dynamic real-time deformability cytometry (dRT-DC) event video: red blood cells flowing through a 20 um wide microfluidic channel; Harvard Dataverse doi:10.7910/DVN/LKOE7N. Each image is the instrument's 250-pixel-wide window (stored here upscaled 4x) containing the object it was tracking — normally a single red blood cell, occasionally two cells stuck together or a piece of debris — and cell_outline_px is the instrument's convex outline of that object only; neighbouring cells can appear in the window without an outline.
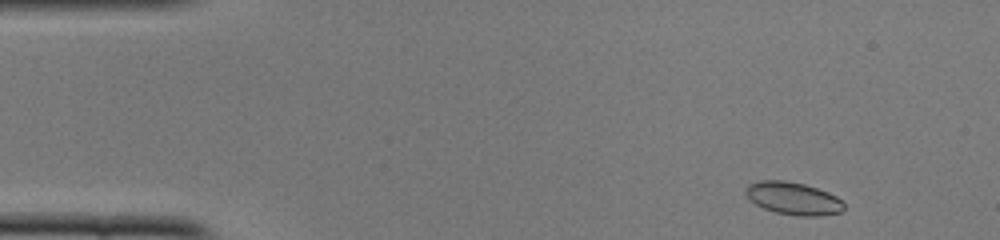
{"species": "common noctule bat (a hibernating species)", "species_latin": "Nyctalus noctula", "temperature_condition": "cold", "stored_images_in_passage": 48, "camera_frame_rate_fps": 3000, "um_per_image_px": 0.085, "animal": {"sex": "female", "body_mass_g": 22.0, "forearm_length_mm": 56.7}, "frame": {"image": 1, "passage_image": 2, "time_ms": 0.333, "image_size_px": [1000, 240], "cell_outline_px": [[844, 208], [840, 212], [820, 216], [796, 216], [776, 212], [764, 208], [756, 204], [744, 192], [748, 184], [760, 180], [784, 180], [804, 184], [828, 192], [836, 196], [844, 204]], "centroid_in_image_um": [67.42, 16.86], "position_along_channel_um": 17.6, "area_um2": 18.55}}
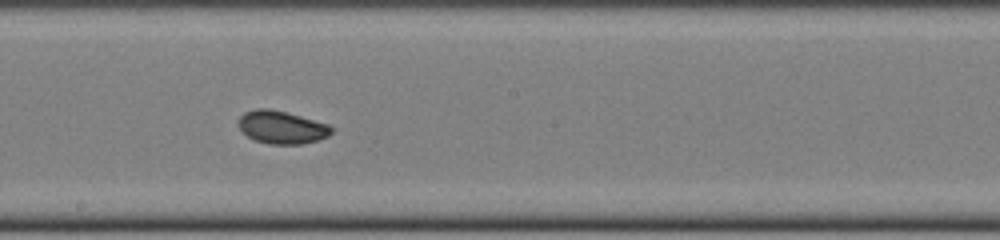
{"frame": {"image": 2, "passage_image": 25, "time_ms": 8.0, "image_size_px": [1000, 240], "cell_outline_px": [[332, 132], [328, 136], [320, 140], [300, 144], [268, 144], [256, 140], [248, 136], [240, 128], [240, 116], [244, 112], [256, 108], [268, 108], [300, 116], [328, 124], [332, 128]], "centroid_in_image_um": [23.96, 10.82], "position_along_channel_um": 224.2, "area_um2": 17.57}}
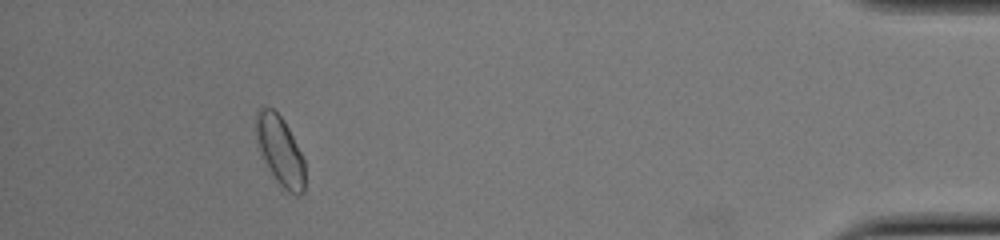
{"frame": {"image": 3, "passage_image": 44, "time_ms": 14.333, "image_size_px": [1000, 240], "cell_outline_px": [[304, 192], [300, 196], [296, 196], [288, 192], [276, 180], [260, 156], [256, 144], [256, 112], [260, 108], [272, 108], [284, 120], [304, 160]], "centroid_in_image_um": [23.78, 12.84], "position_along_channel_um": 411.4, "area_um2": 19.71}, "authors_computed_cell_mechanics": {"area_um2": 18.0625, "velocity_mm_per_s": 3.8968, "shape_relaxation_time_tau1_ms": 5.1106, "shape_relaxation_time_tau2_ms": 0.966, "deformation_change_tau1": 0.0841, "deformation_change_tau2": 0.043}}